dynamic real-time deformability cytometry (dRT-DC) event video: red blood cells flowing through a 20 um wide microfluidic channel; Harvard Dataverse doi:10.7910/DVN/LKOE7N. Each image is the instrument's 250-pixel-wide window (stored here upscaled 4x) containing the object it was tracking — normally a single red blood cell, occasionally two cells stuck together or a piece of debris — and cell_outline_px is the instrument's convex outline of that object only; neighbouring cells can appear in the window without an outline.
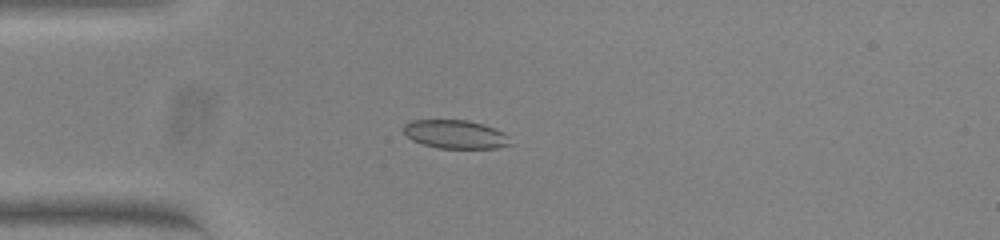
{"species": "common noctule bat (a hibernating species)", "species_latin": "Nyctalus noctula", "temperature_condition": "warm", "stored_images_in_passage": 41, "camera_frame_rate_fps": 3000, "um_per_image_px": 0.085, "animal": {"sex": "female", "body_mass_g": 23.0, "forearm_length_mm": 53.4}, "frame": {"image": 1, "passage_image": 2, "time_ms": 0.333, "image_size_px": [1000, 240], "cell_outline_px": [[512, 144], [496, 148], [440, 148], [424, 144], [412, 140], [404, 132], [404, 124], [412, 120], [468, 120], [484, 124], [504, 132], [508, 136]], "centroid_in_image_um": [38.74, 11.41], "position_along_channel_um": 46.3, "area_um2": 17.69}}
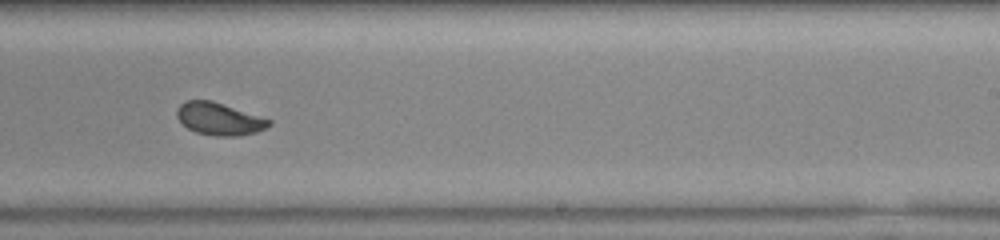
{"frame": {"image": 2, "passage_image": 21, "time_ms": 6.667, "image_size_px": [1000, 240], "cell_outline_px": [[272, 124], [256, 132], [240, 136], [216, 136], [196, 132], [188, 128], [176, 116], [176, 112], [180, 104], [188, 100], [212, 100], [272, 120]], "centroid_in_image_um": [18.64, 10.1], "position_along_channel_um": 270.4, "area_um2": 17.28}}
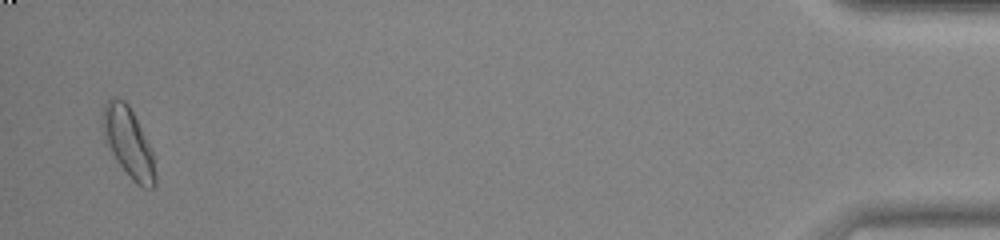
{"frame": {"image": 3, "passage_image": 40, "time_ms": 13.0, "image_size_px": [1000, 240], "cell_outline_px": [[156, 184], [152, 188], [144, 188], [136, 184], [132, 180], [120, 164], [112, 152], [108, 140], [104, 124], [104, 104], [108, 100], [116, 96], [124, 100], [128, 104], [152, 152], [156, 176]], "centroid_in_image_um": [10.97, 12.15], "position_along_channel_um": 424.2, "area_um2": 20.17}, "authors_computed_cell_mechanics": {"area_um2": 17.6868, "velocity_mm_per_s": 3.8076, "shape_relaxation_time_tau1_ms": 4.1697, "shape_relaxation_time_tau2_ms": null, "deformation_change_tau1": 0.126, "deformation_change_tau2": null}}